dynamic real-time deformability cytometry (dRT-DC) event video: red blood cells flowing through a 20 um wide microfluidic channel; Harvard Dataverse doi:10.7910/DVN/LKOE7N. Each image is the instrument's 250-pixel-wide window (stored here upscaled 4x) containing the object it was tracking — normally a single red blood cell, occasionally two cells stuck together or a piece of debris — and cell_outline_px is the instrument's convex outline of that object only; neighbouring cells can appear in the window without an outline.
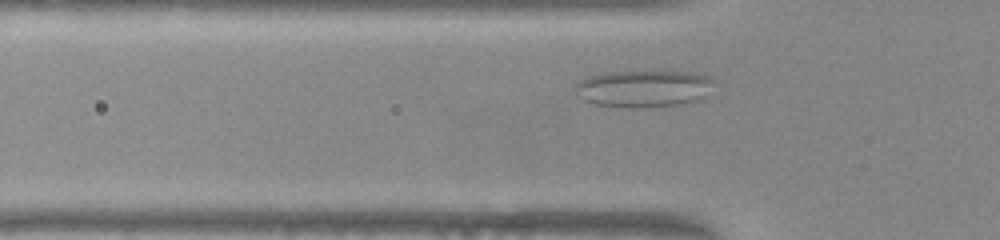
{"species": "common noctule bat (a hibernating species)", "species_latin": "Nyctalus noctula", "temperature_condition": "warm", "stored_images_in_passage": 36, "camera_frame_rate_fps": 3000, "um_per_image_px": 0.085, "animal": {"sex": "female", "body_mass_g": 22.0, "forearm_length_mm": 56.7}, "frame": {"image": 1, "passage_image": 3, "time_ms": 0.667, "image_size_px": [1000, 240], "cell_outline_px": [[712, 80], [704, 96], [696, 100], [680, 104], [596, 104], [584, 100], [576, 96], [576, 84], [580, 80], [588, 76], [604, 72], [692, 72], [708, 76]], "centroid_in_image_um": [54.65, 7.46], "position_along_channel_um": 71.2, "area_um2": 28.15}}
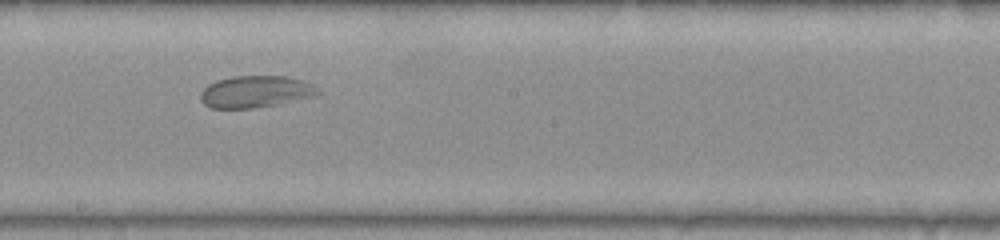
{"frame": {"image": 2, "passage_image": 15, "time_ms": 4.667, "image_size_px": [1000, 240], "cell_outline_px": [[320, 92], [316, 96], [276, 104], [252, 108], [212, 108], [204, 104], [200, 100], [200, 92], [208, 84], [216, 80], [232, 76], [288, 76], [304, 80], [312, 84]], "centroid_in_image_um": [21.71, 7.78], "position_along_channel_um": 226.5, "area_um2": 21.85}}
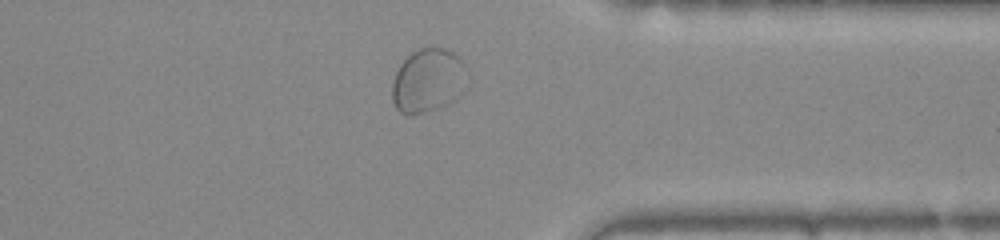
{"frame": {"image": 3, "passage_image": 27, "time_ms": 8.667, "image_size_px": [1000, 240], "cell_outline_px": [[468, 84], [448, 104], [408, 116], [400, 112], [396, 108], [392, 100], [392, 84], [396, 72], [400, 64], [412, 52], [420, 48], [444, 48], [452, 52], [468, 68]], "centroid_in_image_um": [36.39, 6.84], "position_along_channel_um": 375.0, "area_um2": 27.86}}